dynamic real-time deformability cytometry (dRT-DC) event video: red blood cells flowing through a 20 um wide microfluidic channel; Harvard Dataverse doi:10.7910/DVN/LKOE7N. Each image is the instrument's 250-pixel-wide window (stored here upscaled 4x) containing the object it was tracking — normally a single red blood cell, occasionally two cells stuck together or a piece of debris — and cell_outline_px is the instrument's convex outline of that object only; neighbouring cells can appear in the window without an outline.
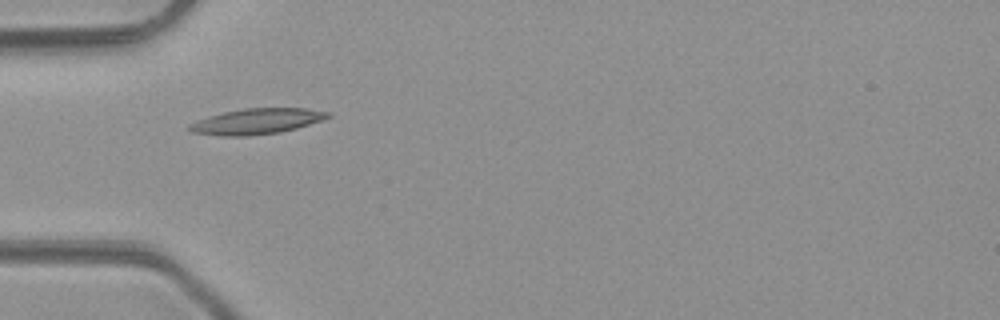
{"species": "common noctule bat (a hibernating species)", "species_latin": "Nyctalus noctula", "temperature_condition": "room temperature", "stored_images_in_passage": 2, "camera_frame_rate_fps": 3000, "um_per_image_px": 0.085, "animal": {"sex": "male", "body_mass_g": 23.1, "forearm_length_mm": 52.7}, "frame": {"image": 1, "passage_image": 1, "time_ms": 0.0, "image_size_px": [1000, 320], "cell_outline_px": [[332, 116], [324, 120], [296, 128], [280, 132], [248, 136], [220, 136], [192, 132], [188, 128], [188, 124], [224, 112], [244, 108], [308, 108], [332, 112]], "centroid_in_image_um": [21.9, 10.31], "position_along_channel_um": 63.1, "area_um2": 20.69}}
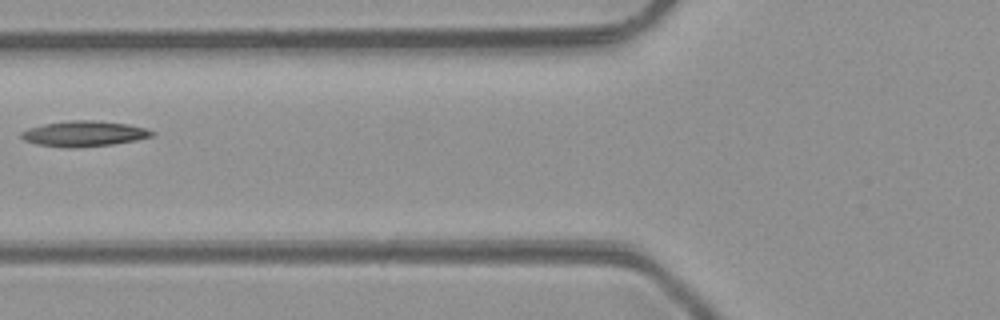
{"frame": {"image": 2, "passage_image": 2, "time_ms": 1.333, "image_size_px": [1000, 320], "cell_outline_px": [[156, 132], [152, 136], [136, 140], [112, 144], [76, 148], [64, 148], [36, 144], [24, 140], [20, 136], [20, 132], [28, 128], [44, 124], [72, 120], [96, 120], [128, 124], [148, 128]], "centroid_in_image_um": [7.14, 11.36], "position_along_channel_um": 118.7, "area_um2": 19.59}}